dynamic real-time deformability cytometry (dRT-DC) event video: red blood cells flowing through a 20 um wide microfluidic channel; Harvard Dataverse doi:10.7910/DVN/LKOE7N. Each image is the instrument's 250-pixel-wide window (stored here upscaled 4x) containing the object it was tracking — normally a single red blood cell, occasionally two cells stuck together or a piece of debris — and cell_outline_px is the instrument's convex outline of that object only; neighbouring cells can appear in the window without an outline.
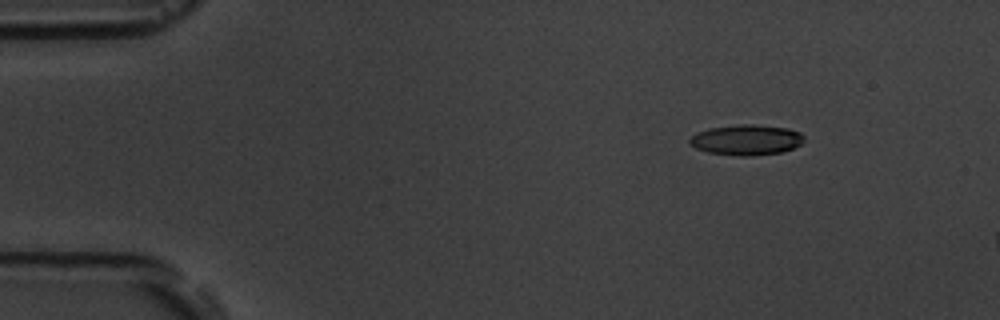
{"species": "common noctule bat (a hibernating species)", "species_latin": "Nyctalus noctula", "temperature_condition": "room temperature", "stored_images_in_passage": 5, "camera_frame_rate_fps": 3000, "um_per_image_px": 0.085, "animal": {"sex": "male", "body_mass_g": 19.5, "forearm_length_mm": 54.6}, "frame": {"image": 1, "passage_image": 3, "time_ms": 2.333, "image_size_px": [1000, 320], "cell_outline_px": [[804, 140], [800, 144], [792, 148], [780, 152], [752, 156], [740, 156], [708, 152], [696, 148], [688, 144], [688, 140], [696, 132], [708, 128], [740, 124], [752, 124], [788, 128], [800, 132], [804, 136]], "centroid_in_image_um": [63.41, 11.88], "position_along_channel_um": 21.6, "area_um2": 20.35}}